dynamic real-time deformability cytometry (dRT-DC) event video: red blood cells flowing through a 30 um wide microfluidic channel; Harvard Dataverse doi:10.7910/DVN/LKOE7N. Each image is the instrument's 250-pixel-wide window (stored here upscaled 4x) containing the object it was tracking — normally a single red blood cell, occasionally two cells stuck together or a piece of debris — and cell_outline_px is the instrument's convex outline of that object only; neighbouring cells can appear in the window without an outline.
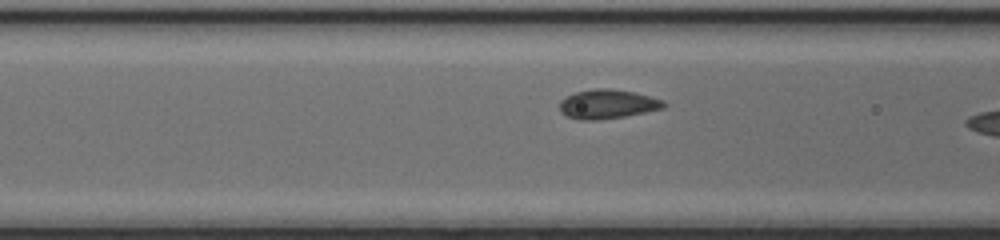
{"species": "common noctule bat (a hibernating species)", "species_latin": "Nyctalus noctula", "temperature_condition": "cold", "stored_images_in_passage": 36, "camera_frame_rate_fps": 3000, "um_per_image_px": 0.085, "animal": {"sex": "female", "body_mass_g": 17.0, "forearm_length_mm": 48.0}, "frame": {"image": 1, "passage_image": 16, "time_ms": 5.0, "image_size_px": [1000, 240], "cell_outline_px": [[668, 104], [664, 108], [624, 116], [596, 120], [580, 120], [568, 116], [560, 112], [560, 100], [576, 92], [596, 88], [612, 88], [636, 92], [664, 100]], "centroid_in_image_um": [51.67, 8.84], "position_along_channel_um": 114.9, "area_um2": 17.74}}
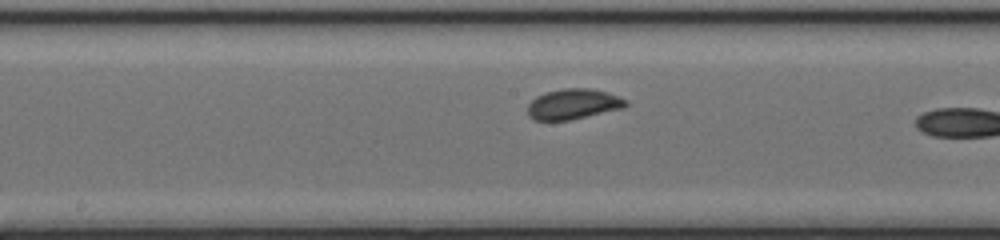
{"frame": {"image": 2, "passage_image": 22, "time_ms": 7.0, "image_size_px": [1000, 240], "cell_outline_px": [[628, 104], [624, 108], [572, 120], [536, 120], [528, 116], [528, 104], [536, 96], [544, 92], [564, 88], [588, 88], [608, 92], [628, 100]], "centroid_in_image_um": [48.74, 8.84], "position_along_channel_um": 199.5, "area_um2": 17.57}}
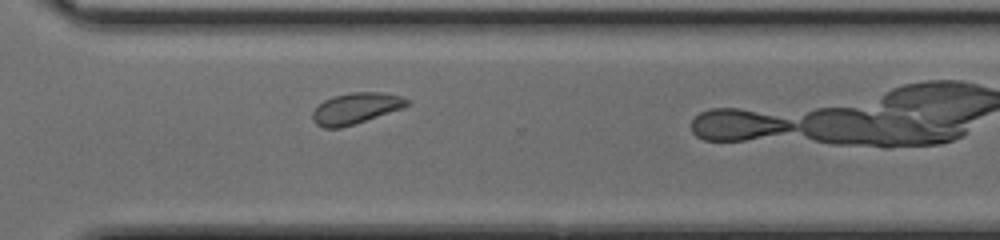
{"frame": {"image": 3, "passage_image": 32, "time_ms": 10.333, "image_size_px": [1000, 240], "cell_outline_px": [[408, 104], [404, 108], [340, 128], [324, 128], [316, 124], [312, 120], [312, 112], [324, 100], [332, 96], [352, 92], [380, 92], [400, 96], [408, 100]], "centroid_in_image_um": [30.21, 9.21], "position_along_channel_um": 340.4, "area_um2": 16.94}}